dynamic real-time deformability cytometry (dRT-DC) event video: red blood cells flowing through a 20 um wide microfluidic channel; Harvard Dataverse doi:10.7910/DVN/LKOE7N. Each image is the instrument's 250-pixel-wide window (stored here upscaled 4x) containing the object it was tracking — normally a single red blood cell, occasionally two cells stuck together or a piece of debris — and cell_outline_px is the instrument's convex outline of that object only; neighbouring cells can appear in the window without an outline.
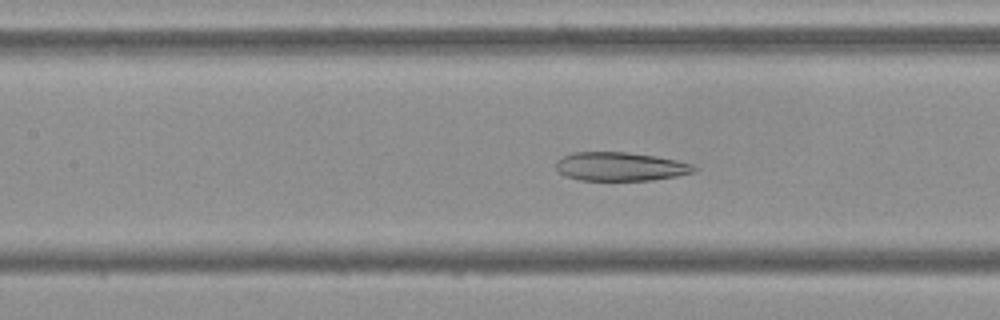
{"species": "Egyptian fruit bat (a non-hibernating species)", "species_latin": "Rousettus aegyptiacus", "temperature_condition": "cold", "stored_images_in_passage": 43, "camera_frame_rate_fps": 3000, "um_per_image_px": 0.085, "frame": {"image": 1, "passage_image": 13, "time_ms": 4.0, "image_size_px": [1000, 320], "cell_outline_px": [[696, 168], [692, 172], [676, 176], [652, 180], [580, 180], [564, 176], [556, 168], [556, 160], [572, 152], [628, 152], [656, 156], [676, 160], [692, 164]], "centroid_in_image_um": [52.69, 14.15], "position_along_channel_um": 154.7, "area_um2": 23.0}}
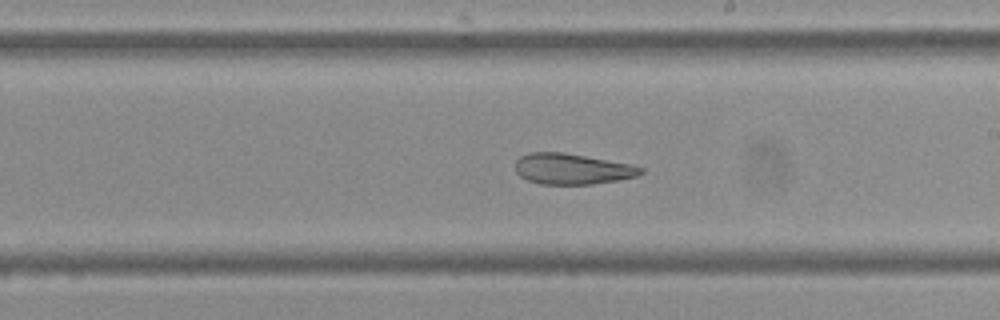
{"frame": {"image": 2, "passage_image": 20, "time_ms": 6.333, "image_size_px": [1000, 320], "cell_outline_px": [[644, 172], [636, 176], [620, 180], [592, 184], [540, 184], [528, 180], [520, 176], [516, 172], [516, 160], [520, 156], [532, 152], [564, 152], [632, 164], [644, 168]], "centroid_in_image_um": [48.65, 14.35], "position_along_channel_um": 240.3, "area_um2": 22.6}}
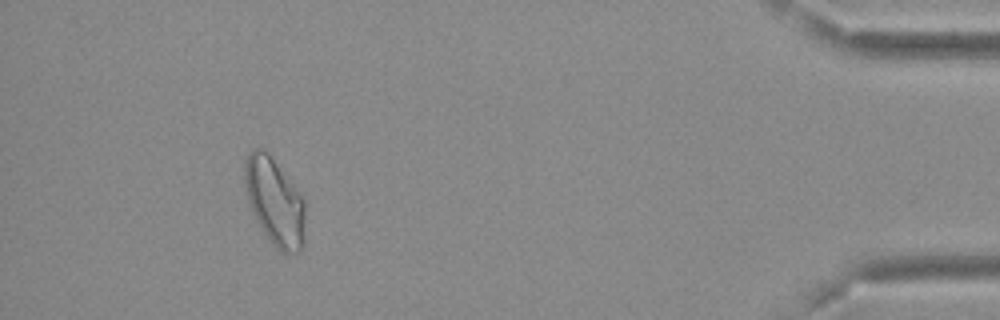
{"frame": {"image": 3, "passage_image": 39, "time_ms": 12.667, "image_size_px": [1000, 320], "cell_outline_px": [[304, 244], [300, 252], [280, 252], [272, 244], [256, 220], [252, 212], [248, 200], [244, 184], [244, 164], [252, 148], [264, 148], [268, 152], [304, 200]], "centroid_in_image_um": [23.33, 17.15], "position_along_channel_um": 411.9, "area_um2": 30.52}, "authors_computed_cell_mechanics": {"area_um2": 25.4898, "velocity_mm_per_s": 3.6809, "shape_relaxation_time_tau1_ms": null, "shape_relaxation_time_tau2_ms": 3.2854, "deformation_change_tau1": null, "deformation_change_tau2": 0.1035}}